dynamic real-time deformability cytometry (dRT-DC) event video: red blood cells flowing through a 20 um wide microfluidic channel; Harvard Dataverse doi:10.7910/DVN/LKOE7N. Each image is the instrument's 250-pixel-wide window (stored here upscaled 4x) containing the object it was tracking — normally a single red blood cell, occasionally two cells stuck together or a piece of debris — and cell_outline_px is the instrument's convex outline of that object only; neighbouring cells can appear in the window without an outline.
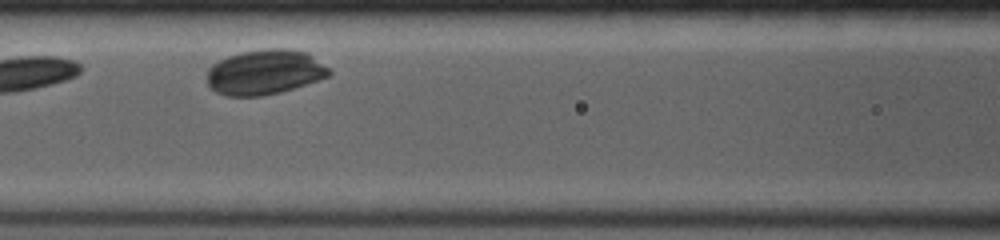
{"species": "common noctule bat (a hibernating species)", "species_latin": "Nyctalus noctula", "temperature_condition": "room temperature", "stored_images_in_passage": 4, "camera_frame_rate_fps": 4000, "um_per_image_px": 0.085, "animal": {"sex": "female", "body_mass_g": 19.0, "forearm_length_mm": 53.3}, "frame": {"image": 1, "passage_image": 3, "time_ms": 2.5, "image_size_px": [1000, 240], "cell_outline_px": [[332, 72], [328, 76], [280, 92], [260, 96], [224, 96], [216, 92], [208, 84], [208, 68], [212, 64], [228, 56], [240, 52], [268, 48], [288, 48], [308, 52], [332, 68]], "centroid_in_image_um": [22.53, 6.11], "position_along_channel_um": 144.1, "area_um2": 32.14}}